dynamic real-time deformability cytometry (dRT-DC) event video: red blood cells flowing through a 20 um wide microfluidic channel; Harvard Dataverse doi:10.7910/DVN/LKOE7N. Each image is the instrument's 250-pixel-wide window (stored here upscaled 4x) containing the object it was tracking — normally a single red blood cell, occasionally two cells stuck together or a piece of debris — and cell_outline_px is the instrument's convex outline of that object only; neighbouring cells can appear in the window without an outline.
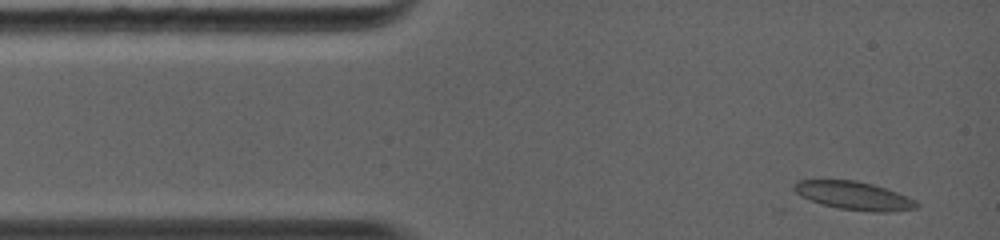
{"species": "common noctule bat (a hibernating species)", "species_latin": "Nyctalus noctula", "temperature_condition": "warm", "stored_images_in_passage": 5, "camera_frame_rate_fps": 5000, "um_per_image_px": 0.085, "animal": {"sex": "female", "body_mass_g": 19.0, "forearm_length_mm": 56.7}, "frame": {"image": 1, "passage_image": 1, "time_ms": 0.0, "image_size_px": [1000, 240], "cell_outline_px": [[920, 204], [916, 208], [888, 212], [876, 212], [840, 208], [820, 204], [800, 196], [792, 188], [800, 180], [856, 180], [872, 184], [896, 192], [916, 200]], "centroid_in_image_um": [72.58, 16.63], "position_along_channel_um": 12.4, "area_um2": 19.94}}
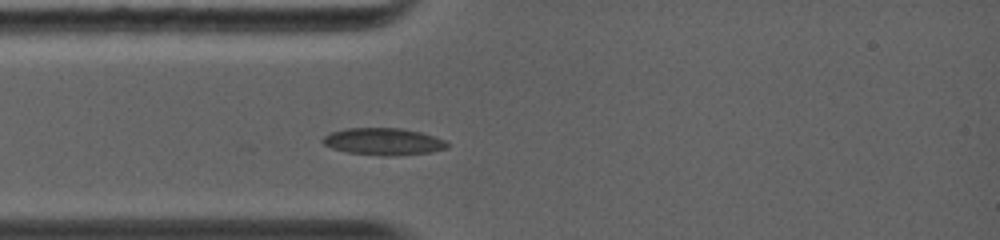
{"frame": {"image": 2, "passage_image": 4, "time_ms": 2.2, "image_size_px": [1000, 240], "cell_outline_px": [[448, 148], [428, 152], [396, 156], [380, 156], [348, 152], [332, 148], [324, 144], [320, 140], [324, 136], [332, 132], [344, 128], [400, 128], [420, 132], [444, 140], [448, 144]], "centroid_in_image_um": [32.55, 12.03], "position_along_channel_um": 52.4, "area_um2": 19.54}}